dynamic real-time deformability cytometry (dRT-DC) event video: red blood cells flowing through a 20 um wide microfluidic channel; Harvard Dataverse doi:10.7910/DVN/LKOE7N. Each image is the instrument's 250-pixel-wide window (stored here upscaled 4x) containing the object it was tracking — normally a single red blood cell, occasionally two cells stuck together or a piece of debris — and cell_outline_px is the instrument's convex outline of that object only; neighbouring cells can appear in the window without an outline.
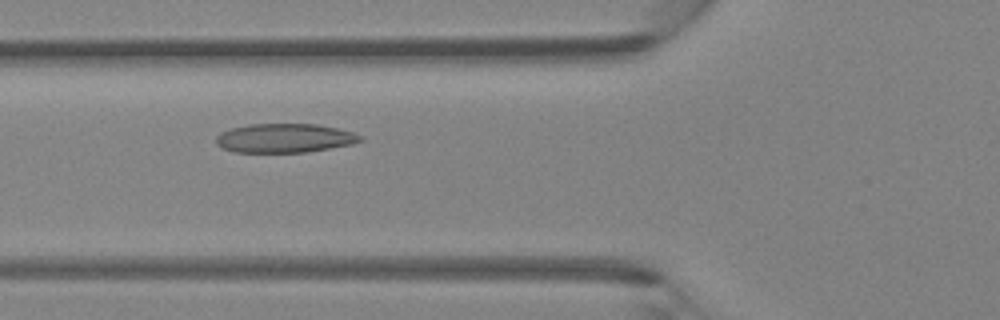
{"species": "Egyptian fruit bat (a non-hibernating species)", "species_latin": "Rousettus aegyptiacus", "temperature_condition": "room temperature", "stored_images_in_passage": 44, "camera_frame_rate_fps": 3000, "um_per_image_px": 0.085, "animal": {"sex": "female"}, "frame": {"image": 1, "passage_image": 15, "time_ms": 4.667, "image_size_px": [1000, 320], "cell_outline_px": [[364, 140], [352, 144], [304, 152], [232, 152], [216, 144], [216, 136], [220, 132], [232, 128], [248, 124], [316, 124], [336, 128], [352, 132], [364, 136]], "centroid_in_image_um": [24.18, 11.73], "position_along_channel_um": 101.6, "area_um2": 24.33}}
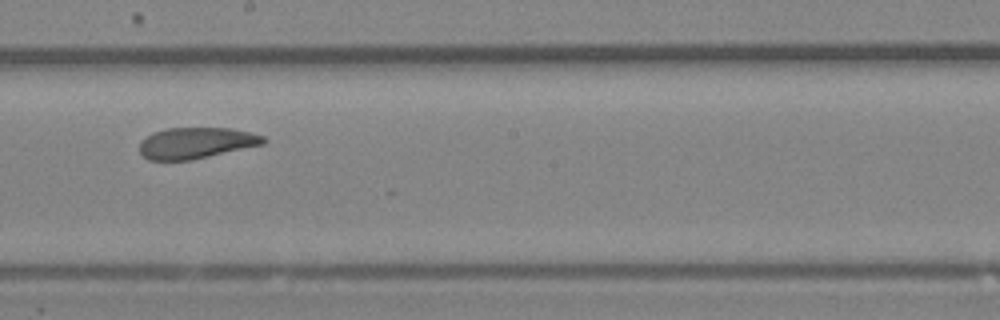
{"frame": {"image": 2, "passage_image": 24, "time_ms": 7.667, "image_size_px": [1000, 320], "cell_outline_px": [[268, 140], [264, 144], [192, 160], [148, 160], [140, 152], [140, 140], [152, 132], [168, 128], [232, 128], [264, 136]], "centroid_in_image_um": [16.66, 12.15], "position_along_channel_um": 231.5, "area_um2": 22.54}}
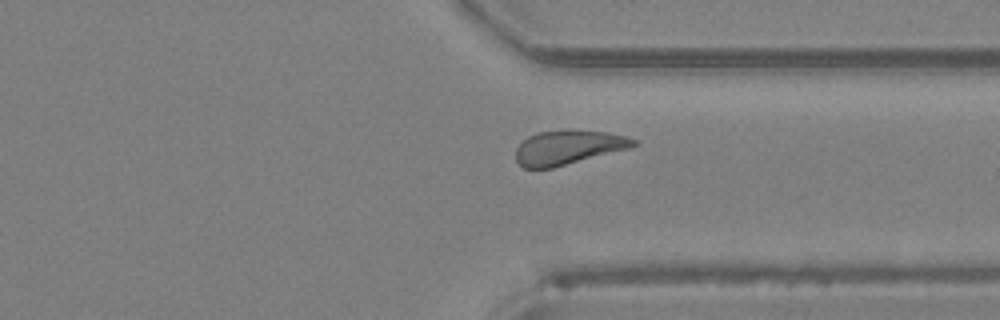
{"frame": {"image": 3, "passage_image": 33, "time_ms": 10.667, "image_size_px": [1000, 320], "cell_outline_px": [[636, 144], [628, 148], [552, 168], [524, 168], [516, 160], [516, 148], [528, 136], [540, 132], [604, 132], [624, 136], [636, 140]], "centroid_in_image_um": [48.24, 12.57], "position_along_channel_um": 363.2, "area_um2": 22.37}}